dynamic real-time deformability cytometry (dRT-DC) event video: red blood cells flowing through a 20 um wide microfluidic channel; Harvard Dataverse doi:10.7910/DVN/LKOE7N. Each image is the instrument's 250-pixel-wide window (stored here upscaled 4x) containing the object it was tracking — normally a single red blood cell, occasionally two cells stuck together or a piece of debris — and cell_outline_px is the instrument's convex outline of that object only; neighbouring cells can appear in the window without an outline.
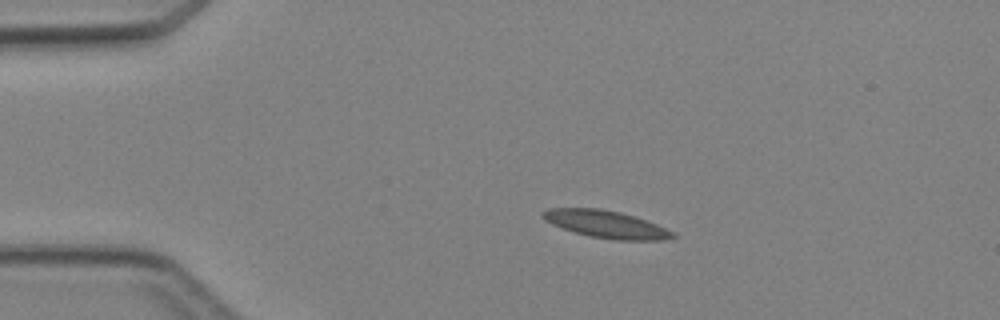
{"species": "Egyptian fruit bat (a non-hibernating species)", "species_latin": "Rousettus aegyptiacus", "temperature_condition": "cold", "stored_images_in_passage": 3, "camera_frame_rate_fps": 3000, "um_per_image_px": 0.085, "animal": {"sex": "female"}, "frame": {"image": 1, "passage_image": 2, "time_ms": 1.0, "image_size_px": [1000, 320], "cell_outline_px": [[676, 236], [664, 240], [616, 240], [588, 236], [552, 224], [544, 220], [540, 216], [540, 212], [548, 208], [600, 208], [620, 212], [656, 224], [676, 232]], "centroid_in_image_um": [51.5, 19.06], "position_along_channel_um": 33.5, "area_um2": 20.69}}